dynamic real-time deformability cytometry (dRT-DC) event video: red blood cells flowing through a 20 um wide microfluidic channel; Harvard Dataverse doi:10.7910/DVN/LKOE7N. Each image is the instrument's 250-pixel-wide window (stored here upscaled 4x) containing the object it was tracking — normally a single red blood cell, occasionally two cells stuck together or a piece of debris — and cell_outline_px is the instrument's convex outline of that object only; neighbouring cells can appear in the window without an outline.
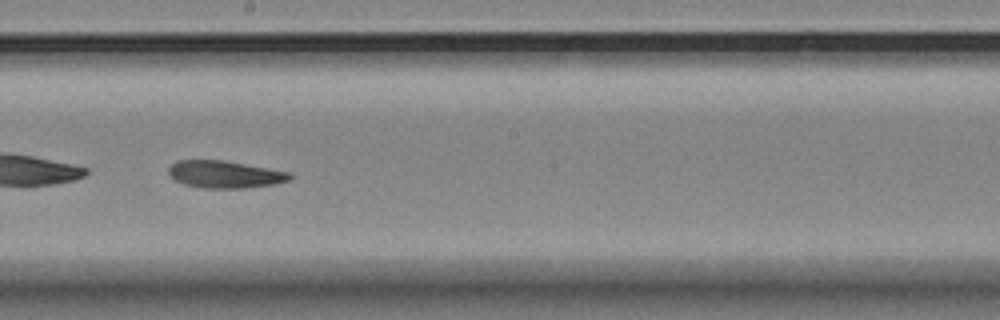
{"species": "Egyptian fruit bat (a non-hibernating species)", "species_latin": "Rousettus aegyptiacus", "temperature_condition": "room temperature", "stored_images_in_passage": 46, "camera_frame_rate_fps": 3000, "um_per_image_px": 0.085, "animal": {"sex": "female"}, "frame": {"image": 1, "passage_image": 32, "time_ms": 10.333, "image_size_px": [1000, 320], "cell_outline_px": [[292, 176], [288, 180], [272, 184], [244, 188], [204, 188], [184, 184], [168, 176], [168, 168], [176, 160], [224, 160], [288, 172]], "centroid_in_image_um": [19.03, 14.81], "position_along_channel_um": 229.2, "area_um2": 19.07}, "authors_computed_cell_mechanics": {"area_um2": 20.23, "velocity_mm_per_s": 3.4355, "shape_relaxation_time_tau1_ms": 10.1911, "shape_relaxation_time_tau2_ms": null, "deformation_change_tau1": 0.1821, "deformation_change_tau2": null}}